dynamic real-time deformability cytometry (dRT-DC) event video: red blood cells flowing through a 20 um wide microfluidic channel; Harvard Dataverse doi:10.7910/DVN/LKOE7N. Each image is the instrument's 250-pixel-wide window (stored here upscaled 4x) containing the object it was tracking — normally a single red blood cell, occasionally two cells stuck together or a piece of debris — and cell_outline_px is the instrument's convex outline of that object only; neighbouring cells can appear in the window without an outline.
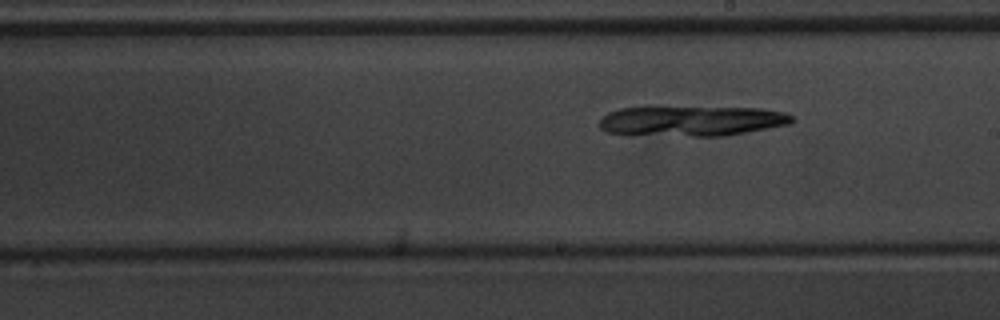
{"species": "common noctule bat (a hibernating species)", "species_latin": "Nyctalus noctula", "temperature_condition": "warm", "stored_images_in_passage": 11, "segment_of_instrument_passage": [2, 2], "camera_frame_rate_fps": 3000, "um_per_image_px": 0.085, "animal": {"sex": "male", "body_mass_g": 20.1, "forearm_length_mm": 53.5}, "frame": {"image": 1, "passage_image": 11, "time_ms": 3.333, "image_size_px": [1000, 320], "cell_outline_px": [[796, 120], [788, 124], [728, 136], [696, 136], [608, 132], [600, 128], [600, 120], [608, 112], [620, 108], [652, 104], [760, 108], [784, 112], [792, 116]], "centroid_in_image_um": [58.8, 10.21], "position_along_channel_um": 230.2, "area_um2": 35.03}}